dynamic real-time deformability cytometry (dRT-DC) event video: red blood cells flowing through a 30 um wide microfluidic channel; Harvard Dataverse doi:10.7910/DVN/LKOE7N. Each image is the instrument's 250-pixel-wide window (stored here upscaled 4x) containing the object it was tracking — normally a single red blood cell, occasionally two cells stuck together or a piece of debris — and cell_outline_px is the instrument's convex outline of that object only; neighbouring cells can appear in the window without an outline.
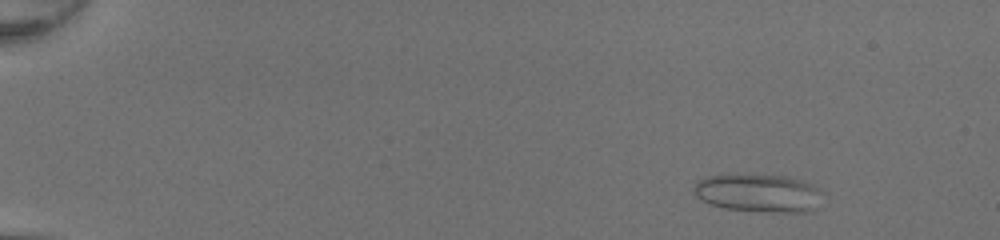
{"species": "common noctule bat (a hibernating species)", "species_latin": "Nyctalus noctula", "temperature_condition": "room temperature", "stored_images_in_passage": 51, "camera_frame_rate_fps": 3000, "um_per_image_px": 0.085, "animal": {"sex": "female", "body_mass_g": 20.0, "forearm_length_mm": 54.0}, "frame": {"image": 1, "passage_image": 7, "time_ms": 2.0, "image_size_px": [1000, 240], "cell_outline_px": [[824, 192], [816, 208], [808, 212], [776, 212], [724, 208], [700, 200], [692, 192], [692, 188], [696, 180], [708, 176], [736, 172], [788, 176], [812, 184], [820, 188]], "centroid_in_image_um": [64.44, 16.36], "position_along_channel_um": 20.6, "area_um2": 29.54}}
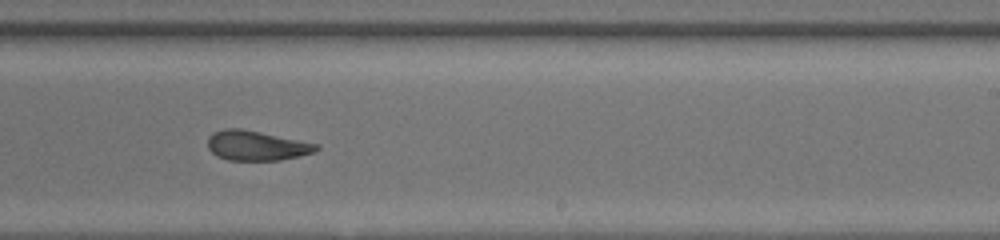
{"frame": {"image": 2, "passage_image": 34, "time_ms": 11.0, "image_size_px": [1000, 240], "cell_outline_px": [[320, 148], [312, 152], [300, 156], [280, 160], [228, 160], [216, 156], [208, 148], [208, 136], [212, 132], [224, 128], [240, 128], [320, 144]], "centroid_in_image_um": [21.78, 12.37], "position_along_channel_um": 267.2, "area_um2": 18.9}}
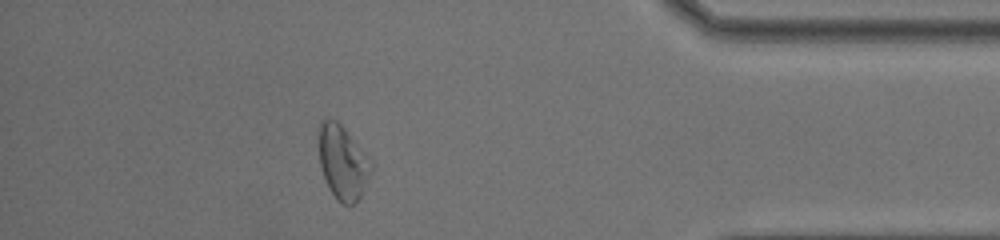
{"frame": {"image": 3, "passage_image": 46, "time_ms": 15.0, "image_size_px": [1000, 240], "cell_outline_px": [[372, 172], [356, 204], [344, 204], [336, 200], [324, 176], [320, 164], [316, 140], [316, 128], [320, 120], [328, 116], [336, 120], [344, 128], [372, 160]], "centroid_in_image_um": [29.09, 13.72], "position_along_channel_um": 406.1, "area_um2": 23.18}, "authors_computed_cell_mechanics": {"area_um2": 23.12, "velocity_mm_per_s": 4.255, "shape_relaxation_time_tau1_ms": null, "shape_relaxation_time_tau2_ms": 2.2806, "deformation_change_tau1": null, "deformation_change_tau2": 0.091}}